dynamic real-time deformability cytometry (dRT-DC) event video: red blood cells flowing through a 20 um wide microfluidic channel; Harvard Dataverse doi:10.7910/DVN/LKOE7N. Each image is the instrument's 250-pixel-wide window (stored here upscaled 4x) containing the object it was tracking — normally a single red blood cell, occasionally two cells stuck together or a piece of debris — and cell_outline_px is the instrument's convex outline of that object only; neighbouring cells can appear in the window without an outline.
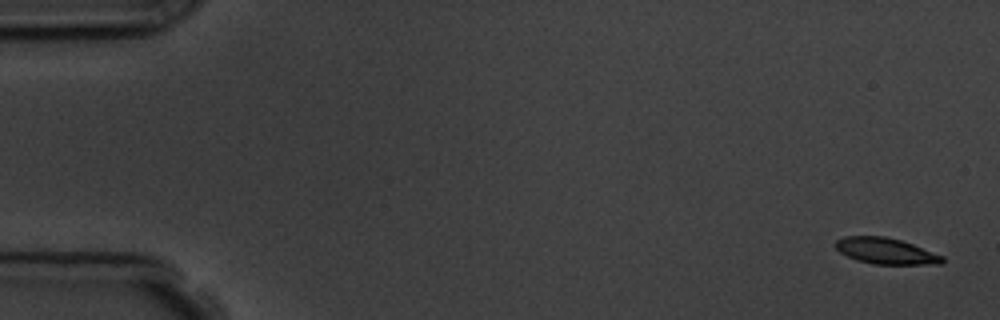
{"species": "common noctule bat (a hibernating species)", "species_latin": "Nyctalus noctula", "temperature_condition": "room temperature", "stored_images_in_passage": 5, "camera_frame_rate_fps": 3000, "um_per_image_px": 0.085, "animal": {"sex": "male", "body_mass_g": 19.5, "forearm_length_mm": 54.6}, "frame": {"image": 1, "passage_image": 1, "time_ms": 0.0, "image_size_px": [1000, 320], "cell_outline_px": [[944, 260], [940, 264], [872, 264], [856, 260], [840, 252], [832, 244], [836, 240], [844, 236], [884, 236], [900, 240], [912, 244], [944, 256]], "centroid_in_image_um": [75.25, 21.33], "position_along_channel_um": 9.7, "area_um2": 16.24}}
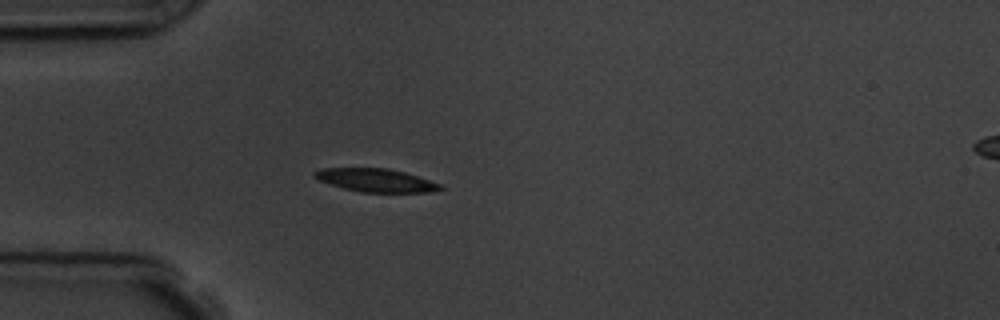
{"frame": {"image": 2, "passage_image": 5, "time_ms": 4.667, "image_size_px": [1000, 320], "cell_outline_px": [[444, 188], [432, 192], [360, 192], [344, 188], [316, 180], [312, 176], [312, 172], [320, 168], [388, 168], [404, 172], [440, 184]], "centroid_in_image_um": [31.87, 15.32], "position_along_channel_um": 53.1, "area_um2": 16.99}}